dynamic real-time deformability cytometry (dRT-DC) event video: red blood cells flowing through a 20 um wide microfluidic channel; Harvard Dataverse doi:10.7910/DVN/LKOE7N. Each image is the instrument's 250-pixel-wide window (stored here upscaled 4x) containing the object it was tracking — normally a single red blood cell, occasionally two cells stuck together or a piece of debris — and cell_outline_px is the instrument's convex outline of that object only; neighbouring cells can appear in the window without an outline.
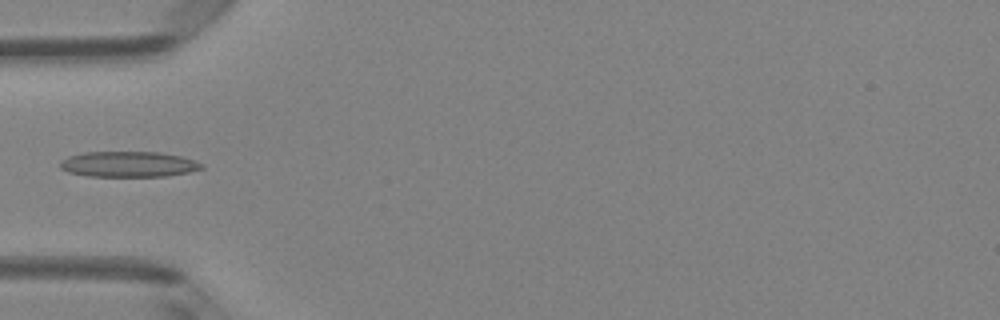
{"species": "Egyptian fruit bat (a non-hibernating species)", "species_latin": "Rousettus aegyptiacus", "temperature_condition": "room temperature", "stored_images_in_passage": 5, "camera_frame_rate_fps": 3000, "um_per_image_px": 0.085, "animal": {"sex": "female"}, "frame": {"image": 1, "passage_image": 5, "time_ms": 5.333, "image_size_px": [1000, 320], "cell_outline_px": [[204, 168], [188, 172], [168, 176], [88, 176], [68, 172], [60, 168], [60, 160], [68, 156], [84, 152], [160, 152], [180, 156], [204, 164]], "centroid_in_image_um": [10.9, 13.96], "position_along_channel_um": 74.1, "area_um2": 21.1}}